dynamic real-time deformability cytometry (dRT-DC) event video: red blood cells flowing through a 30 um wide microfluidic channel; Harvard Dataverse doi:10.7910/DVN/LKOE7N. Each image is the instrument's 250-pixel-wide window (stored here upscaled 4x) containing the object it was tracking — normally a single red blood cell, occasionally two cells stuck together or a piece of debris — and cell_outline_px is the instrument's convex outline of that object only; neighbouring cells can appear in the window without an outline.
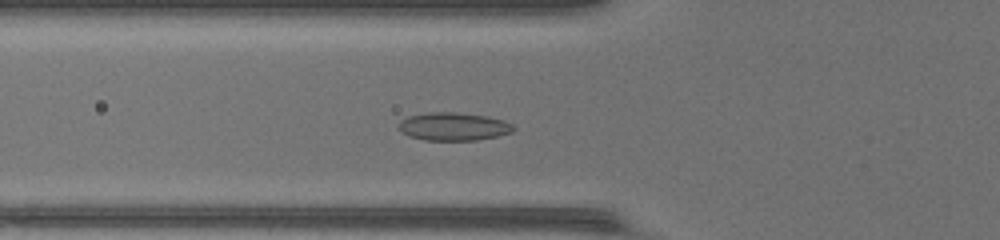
{"species": "common noctule bat (a hibernating species)", "species_latin": "Nyctalus noctula", "temperature_condition": "warm", "stored_images_in_passage": 43, "camera_frame_rate_fps": 3000, "um_per_image_px": 0.085, "animal": {"sex": "female", "body_mass_g": 17.0, "forearm_length_mm": 48.0}, "frame": {"image": 1, "passage_image": 13, "time_ms": 4.0, "image_size_px": [1000, 240], "cell_outline_px": [[516, 128], [512, 132], [496, 136], [476, 140], [424, 140], [408, 136], [400, 128], [400, 120], [408, 116], [432, 112], [452, 112], [488, 116], [504, 120], [512, 124]], "centroid_in_image_um": [38.58, 10.75], "position_along_channel_um": 87.2, "area_um2": 18.61}}
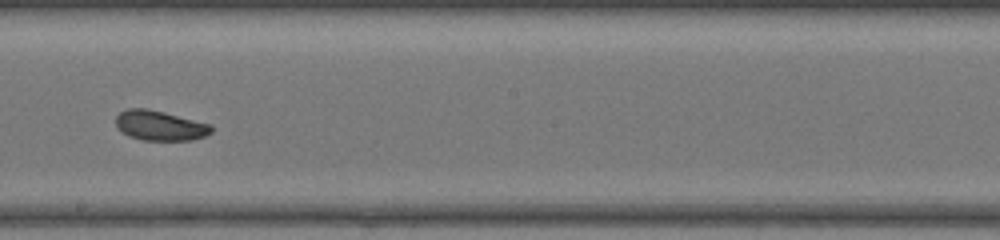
{"frame": {"image": 2, "passage_image": 23, "time_ms": 7.333, "image_size_px": [1000, 240], "cell_outline_px": [[212, 132], [204, 136], [192, 140], [140, 140], [128, 136], [116, 128], [116, 116], [120, 112], [128, 108], [148, 108], [212, 124]], "centroid_in_image_um": [13.58, 10.67], "position_along_channel_um": 234.6, "area_um2": 16.82}}
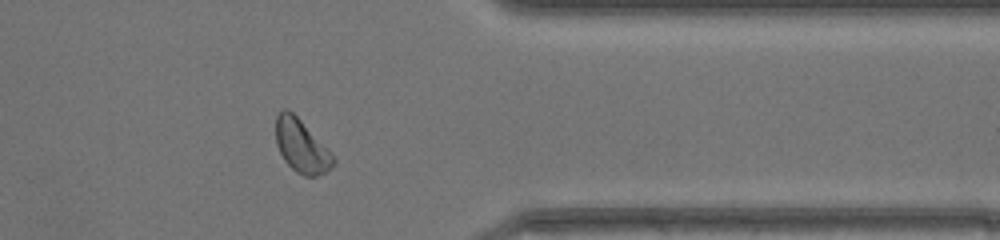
{"frame": {"image": 3, "passage_image": 34, "time_ms": 11.0, "image_size_px": [1000, 240], "cell_outline_px": [[336, 160], [324, 172], [316, 176], [304, 176], [296, 172], [284, 160], [276, 144], [276, 116], [284, 108], [292, 112], [300, 120]], "centroid_in_image_um": [25.56, 12.42], "position_along_channel_um": 385.8, "area_um2": 16.99}, "authors_computed_cell_mechanics": {"area_um2": 17.5134, "velocity_mm_per_s": 4.4082, "shape_relaxation_time_tau1_ms": 5.0351, "shape_relaxation_time_tau2_ms": null, "deformation_change_tau1": 0.1193, "deformation_change_tau2": null}}